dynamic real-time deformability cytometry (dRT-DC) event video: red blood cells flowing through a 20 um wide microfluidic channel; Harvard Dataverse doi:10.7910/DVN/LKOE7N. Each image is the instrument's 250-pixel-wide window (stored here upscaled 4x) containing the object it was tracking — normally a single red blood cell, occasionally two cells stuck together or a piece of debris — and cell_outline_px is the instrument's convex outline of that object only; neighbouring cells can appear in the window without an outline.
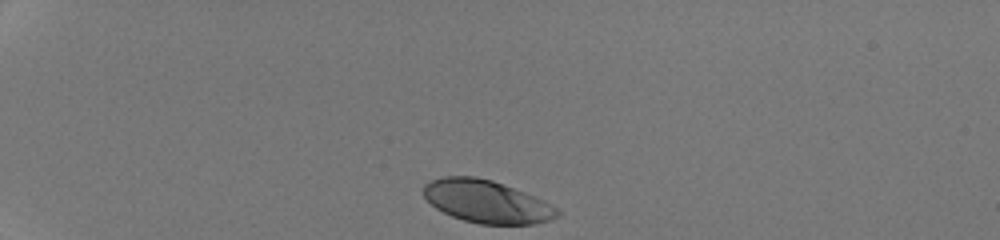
{"species": "human", "species_latin": "Homo sapiens", "temperature_condition": "room temperature", "stored_images_in_passage": 32, "camera_frame_rate_fps": 3000, "um_per_image_px": 0.085, "donor": {"sex": "male"}, "frame": {"image": 1, "passage_image": 1, "time_ms": 0.0, "image_size_px": [1000, 240], "cell_outline_px": [[560, 216], [552, 220], [536, 224], [480, 224], [464, 220], [452, 216], [436, 208], [424, 196], [424, 184], [432, 180], [444, 176], [476, 176], [492, 180], [524, 192], [544, 200], [556, 208], [560, 212]], "centroid_in_image_um": [41.4, 17.13], "position_along_channel_um": 43.6, "area_um2": 33.18}}
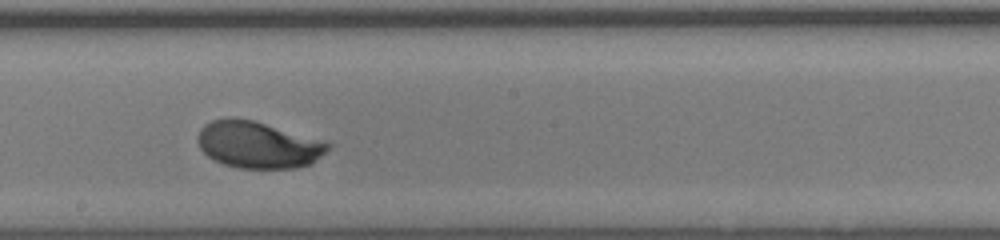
{"frame": {"image": 2, "passage_image": 19, "time_ms": 6.0, "image_size_px": [1000, 240], "cell_outline_px": [[332, 144], [312, 164], [296, 168], [240, 168], [224, 164], [208, 156], [200, 148], [196, 140], [196, 136], [200, 128], [204, 124], [212, 120], [228, 116], [232, 116], [256, 120], [324, 140]], "centroid_in_image_um": [21.91, 12.27], "position_along_channel_um": 226.3, "area_um2": 36.01}}
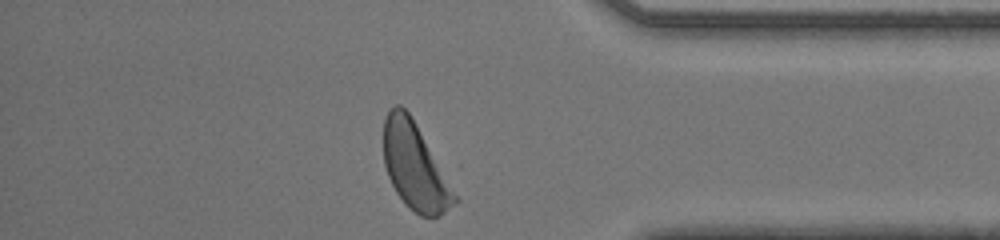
{"frame": {"image": 3, "passage_image": 32, "time_ms": 10.333, "image_size_px": [1000, 240], "cell_outline_px": [[460, 200], [444, 212], [432, 220], [420, 216], [396, 192], [388, 176], [384, 164], [384, 116], [388, 108], [396, 104], [400, 104], [408, 112]], "centroid_in_image_um": [35.25, 14.16], "position_along_channel_um": 400.0, "area_um2": 35.14}, "authors_computed_cell_mechanics": {"area_um2": 34.9112, "velocity_mm_per_s": 4.2524, "shape_relaxation_time_tau1_ms": 1.7438, "shape_relaxation_time_tau2_ms": null, "deformation_change_tau1": 0.1372, "deformation_change_tau2": null}}